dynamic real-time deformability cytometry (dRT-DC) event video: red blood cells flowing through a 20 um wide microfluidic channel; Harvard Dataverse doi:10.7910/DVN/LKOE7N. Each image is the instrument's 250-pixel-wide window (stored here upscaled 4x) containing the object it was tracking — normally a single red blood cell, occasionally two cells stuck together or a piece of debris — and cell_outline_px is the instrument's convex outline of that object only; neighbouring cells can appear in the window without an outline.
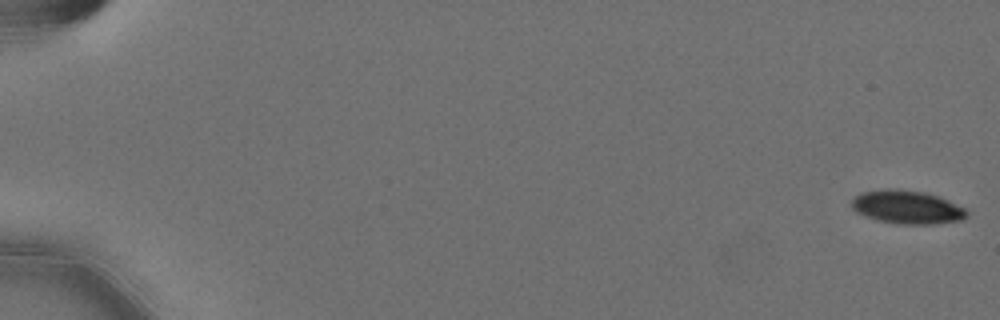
{"species": "Egyptian fruit bat (a non-hibernating species)", "species_latin": "Rousettus aegyptiacus", "temperature_condition": "cold", "stored_images_in_passage": 50, "camera_frame_rate_fps": 3000, "um_per_image_px": 0.085, "animal": {"sex": "female"}, "frame": {"image": 1, "passage_image": 1, "time_ms": 0.0, "image_size_px": [1000, 320], "cell_outline_px": [[968, 216], [960, 220], [932, 224], [896, 224], [876, 220], [864, 216], [856, 212], [852, 208], [852, 200], [860, 192], [924, 192], [936, 196], [964, 208], [968, 212]], "centroid_in_image_um": [77.11, 17.68], "position_along_channel_um": 7.9, "area_um2": 21.33}}
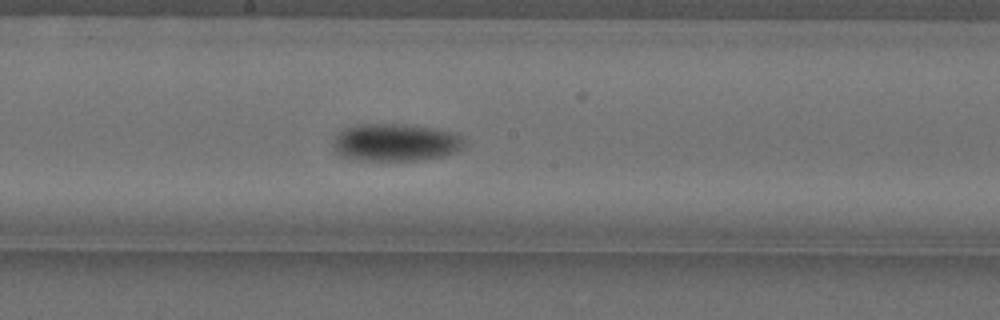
{"frame": {"image": 2, "passage_image": 33, "time_ms": 10.667, "image_size_px": [1000, 320], "cell_outline_px": [[464, 144], [456, 152], [440, 156], [416, 160], [360, 160], [340, 156], [332, 148], [332, 144], [336, 136], [340, 132], [356, 124], [400, 124], [428, 128], [448, 132], [460, 136], [464, 140]], "centroid_in_image_um": [33.55, 12.12], "position_along_channel_um": 214.7, "area_um2": 28.09}}
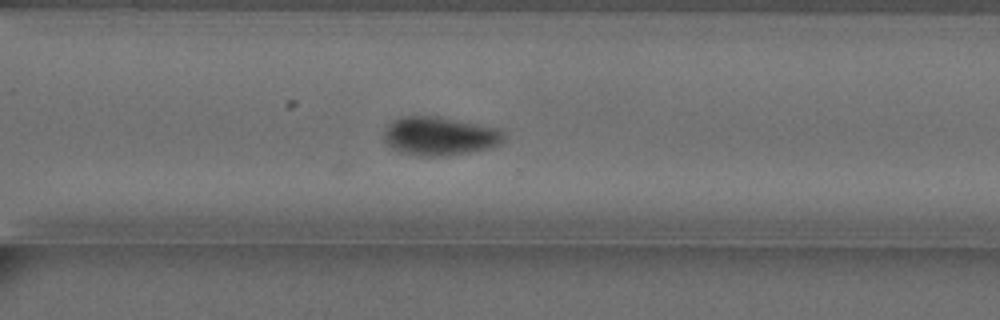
{"frame": {"image": 3, "passage_image": 43, "time_ms": 14.0, "image_size_px": [1000, 320], "cell_outline_px": [[504, 136], [492, 148], [444, 156], [420, 156], [400, 152], [392, 148], [384, 140], [384, 128], [392, 120], [400, 116], [432, 116], [496, 128], [504, 132]], "centroid_in_image_um": [37.28, 11.57], "position_along_channel_um": 333.3, "area_um2": 26.59}, "authors_computed_cell_mechanics": {"area_um2": 26.1256, "velocity_mm_per_s": 3.5802, "shape_relaxation_time_tau1_ms": 4.4219, "shape_relaxation_time_tau2_ms": null, "deformation_change_tau1": 0.1365, "deformation_change_tau2": null}}